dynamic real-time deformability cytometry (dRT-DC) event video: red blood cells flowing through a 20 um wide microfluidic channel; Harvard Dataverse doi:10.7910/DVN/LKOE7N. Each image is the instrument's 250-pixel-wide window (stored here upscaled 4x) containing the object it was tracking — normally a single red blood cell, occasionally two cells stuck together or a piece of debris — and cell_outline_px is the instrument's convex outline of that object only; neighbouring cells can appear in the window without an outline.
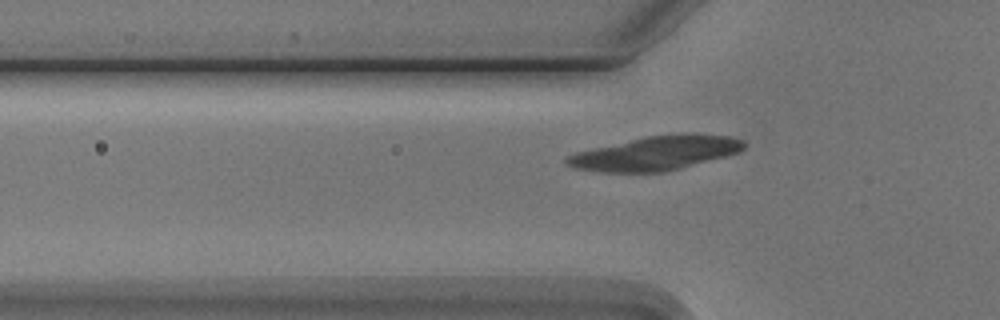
{"species": "Egyptian fruit bat (a non-hibernating species)", "species_latin": "Rousettus aegyptiacus", "temperature_condition": "cold", "stored_images_in_passage": 6, "camera_frame_rate_fps": 3000, "um_per_image_px": 0.085, "animal": {"sex": "male"}, "frame": {"image": 1, "passage_image": 6, "time_ms": 6.0, "image_size_px": [1000, 320], "cell_outline_px": [[744, 148], [740, 152], [680, 168], [664, 172], [600, 172], [572, 168], [564, 164], [564, 156], [576, 152], [644, 136], [684, 132], [728, 136], [744, 140]], "centroid_in_image_um": [55.69, 13.01], "position_along_channel_um": 70.1, "area_um2": 35.49}}